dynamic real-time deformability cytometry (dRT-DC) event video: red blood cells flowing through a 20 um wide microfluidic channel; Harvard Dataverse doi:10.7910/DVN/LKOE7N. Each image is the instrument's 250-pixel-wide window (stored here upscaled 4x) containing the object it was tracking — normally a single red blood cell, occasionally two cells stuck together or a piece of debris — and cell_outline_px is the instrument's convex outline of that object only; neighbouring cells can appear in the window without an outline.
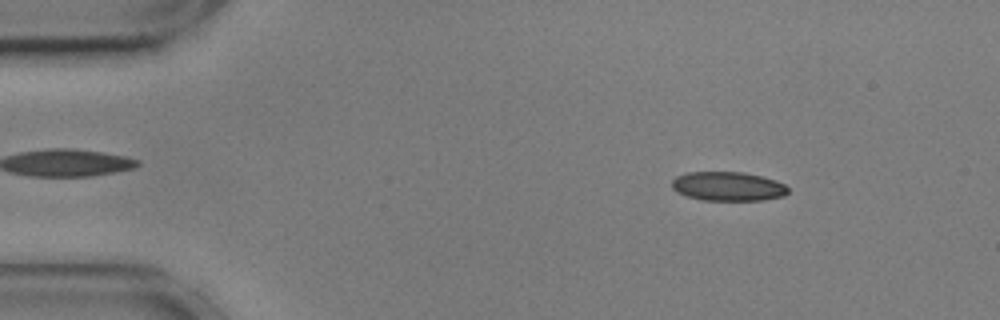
{"species": "common noctule bat (a hibernating species)", "species_latin": "Nyctalus noctula", "temperature_condition": "cold", "stored_images_in_passage": 17, "camera_frame_rate_fps": 3000, "um_per_image_px": 0.085, "animal": {"sex": "male", "body_mass_g": 17.9, "forearm_length_mm": 54.2}, "frame": {"image": 1, "passage_image": 7, "time_ms": 2.0, "image_size_px": [1000, 320], "cell_outline_px": [[788, 192], [784, 196], [764, 200], [700, 200], [676, 192], [672, 188], [672, 180], [676, 176], [688, 172], [744, 172], [776, 180], [784, 184], [788, 188]], "centroid_in_image_um": [61.87, 15.84], "position_along_channel_um": 23.1, "area_um2": 19.77}}
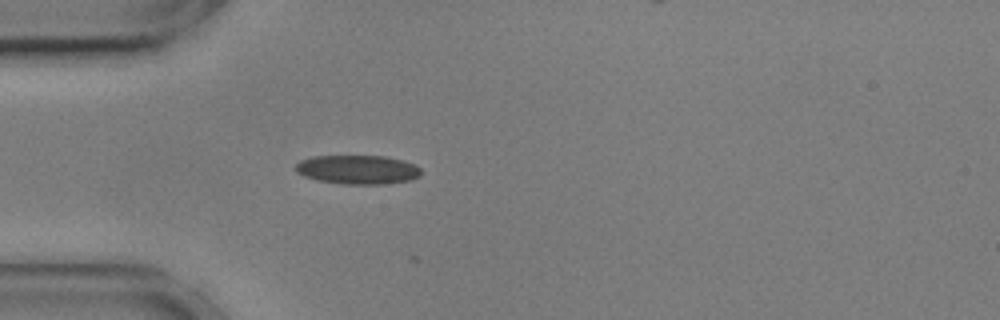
{"frame": {"image": 2, "passage_image": 15, "time_ms": 4.667, "image_size_px": [1000, 320], "cell_outline_px": [[420, 176], [408, 180], [384, 184], [344, 184], [320, 180], [304, 176], [296, 172], [296, 164], [300, 160], [312, 156], [384, 156], [404, 160], [416, 164], [420, 168]], "centroid_in_image_um": [30.41, 14.41], "position_along_channel_um": 54.6, "area_um2": 21.15}}